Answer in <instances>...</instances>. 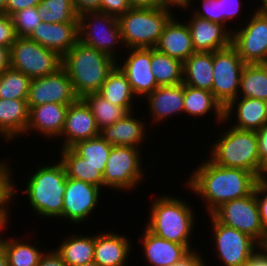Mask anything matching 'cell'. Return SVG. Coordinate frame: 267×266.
<instances>
[{"label": "cell", "instance_id": "cell-12", "mask_svg": "<svg viewBox=\"0 0 267 266\" xmlns=\"http://www.w3.org/2000/svg\"><path fill=\"white\" fill-rule=\"evenodd\" d=\"M216 255L224 266H246L261 245L246 233L217 222L211 215Z\"/></svg>", "mask_w": 267, "mask_h": 266}, {"label": "cell", "instance_id": "cell-42", "mask_svg": "<svg viewBox=\"0 0 267 266\" xmlns=\"http://www.w3.org/2000/svg\"><path fill=\"white\" fill-rule=\"evenodd\" d=\"M12 171L5 161L0 160V213H2L8 220L10 214L8 205L15 197V183L11 176Z\"/></svg>", "mask_w": 267, "mask_h": 266}, {"label": "cell", "instance_id": "cell-54", "mask_svg": "<svg viewBox=\"0 0 267 266\" xmlns=\"http://www.w3.org/2000/svg\"><path fill=\"white\" fill-rule=\"evenodd\" d=\"M192 0H162V8L172 9V7H180L187 9L191 4Z\"/></svg>", "mask_w": 267, "mask_h": 266}, {"label": "cell", "instance_id": "cell-27", "mask_svg": "<svg viewBox=\"0 0 267 266\" xmlns=\"http://www.w3.org/2000/svg\"><path fill=\"white\" fill-rule=\"evenodd\" d=\"M29 121L27 99L0 98V135L5 141L23 136Z\"/></svg>", "mask_w": 267, "mask_h": 266}, {"label": "cell", "instance_id": "cell-10", "mask_svg": "<svg viewBox=\"0 0 267 266\" xmlns=\"http://www.w3.org/2000/svg\"><path fill=\"white\" fill-rule=\"evenodd\" d=\"M140 149L133 146H112L103 173V187L132 190L144 176Z\"/></svg>", "mask_w": 267, "mask_h": 266}, {"label": "cell", "instance_id": "cell-29", "mask_svg": "<svg viewBox=\"0 0 267 266\" xmlns=\"http://www.w3.org/2000/svg\"><path fill=\"white\" fill-rule=\"evenodd\" d=\"M98 93L114 105L124 107L128 112L134 109L132 102L136 95L128 78L117 65L108 74Z\"/></svg>", "mask_w": 267, "mask_h": 266}, {"label": "cell", "instance_id": "cell-60", "mask_svg": "<svg viewBox=\"0 0 267 266\" xmlns=\"http://www.w3.org/2000/svg\"><path fill=\"white\" fill-rule=\"evenodd\" d=\"M263 247L267 250V240H266L265 244L263 245Z\"/></svg>", "mask_w": 267, "mask_h": 266}, {"label": "cell", "instance_id": "cell-21", "mask_svg": "<svg viewBox=\"0 0 267 266\" xmlns=\"http://www.w3.org/2000/svg\"><path fill=\"white\" fill-rule=\"evenodd\" d=\"M232 112L233 114L237 112V120L236 123H234L235 125H232L233 128L258 131L267 124L266 101L254 98L237 97L224 108V122L227 123V121L231 119V116L233 115Z\"/></svg>", "mask_w": 267, "mask_h": 266}, {"label": "cell", "instance_id": "cell-46", "mask_svg": "<svg viewBox=\"0 0 267 266\" xmlns=\"http://www.w3.org/2000/svg\"><path fill=\"white\" fill-rule=\"evenodd\" d=\"M257 133L258 154L260 164L267 170V124L260 128Z\"/></svg>", "mask_w": 267, "mask_h": 266}, {"label": "cell", "instance_id": "cell-38", "mask_svg": "<svg viewBox=\"0 0 267 266\" xmlns=\"http://www.w3.org/2000/svg\"><path fill=\"white\" fill-rule=\"evenodd\" d=\"M240 0H202L203 9L193 10V14L226 27L228 20L234 19L241 11Z\"/></svg>", "mask_w": 267, "mask_h": 266}, {"label": "cell", "instance_id": "cell-2", "mask_svg": "<svg viewBox=\"0 0 267 266\" xmlns=\"http://www.w3.org/2000/svg\"><path fill=\"white\" fill-rule=\"evenodd\" d=\"M117 61L79 40L62 57L61 67L70 78L75 94L82 98L98 92Z\"/></svg>", "mask_w": 267, "mask_h": 266}, {"label": "cell", "instance_id": "cell-40", "mask_svg": "<svg viewBox=\"0 0 267 266\" xmlns=\"http://www.w3.org/2000/svg\"><path fill=\"white\" fill-rule=\"evenodd\" d=\"M31 80L23 72L8 67L0 74V98L27 99Z\"/></svg>", "mask_w": 267, "mask_h": 266}, {"label": "cell", "instance_id": "cell-18", "mask_svg": "<svg viewBox=\"0 0 267 266\" xmlns=\"http://www.w3.org/2000/svg\"><path fill=\"white\" fill-rule=\"evenodd\" d=\"M186 23L195 52H214L231 45L232 32L220 23L202 19L194 14Z\"/></svg>", "mask_w": 267, "mask_h": 266}, {"label": "cell", "instance_id": "cell-30", "mask_svg": "<svg viewBox=\"0 0 267 266\" xmlns=\"http://www.w3.org/2000/svg\"><path fill=\"white\" fill-rule=\"evenodd\" d=\"M95 236L71 235L65 237L57 253L68 266H80L94 261Z\"/></svg>", "mask_w": 267, "mask_h": 266}, {"label": "cell", "instance_id": "cell-51", "mask_svg": "<svg viewBox=\"0 0 267 266\" xmlns=\"http://www.w3.org/2000/svg\"><path fill=\"white\" fill-rule=\"evenodd\" d=\"M246 266H267V250L261 246L258 251L250 257Z\"/></svg>", "mask_w": 267, "mask_h": 266}, {"label": "cell", "instance_id": "cell-43", "mask_svg": "<svg viewBox=\"0 0 267 266\" xmlns=\"http://www.w3.org/2000/svg\"><path fill=\"white\" fill-rule=\"evenodd\" d=\"M254 192L259 208L261 224L267 232V177L259 178L257 180Z\"/></svg>", "mask_w": 267, "mask_h": 266}, {"label": "cell", "instance_id": "cell-24", "mask_svg": "<svg viewBox=\"0 0 267 266\" xmlns=\"http://www.w3.org/2000/svg\"><path fill=\"white\" fill-rule=\"evenodd\" d=\"M129 241L125 235L113 232L96 234L94 262L99 266H127L132 247Z\"/></svg>", "mask_w": 267, "mask_h": 266}, {"label": "cell", "instance_id": "cell-13", "mask_svg": "<svg viewBox=\"0 0 267 266\" xmlns=\"http://www.w3.org/2000/svg\"><path fill=\"white\" fill-rule=\"evenodd\" d=\"M254 12L245 27L232 32L231 45L245 64L264 63L267 59V9Z\"/></svg>", "mask_w": 267, "mask_h": 266}, {"label": "cell", "instance_id": "cell-44", "mask_svg": "<svg viewBox=\"0 0 267 266\" xmlns=\"http://www.w3.org/2000/svg\"><path fill=\"white\" fill-rule=\"evenodd\" d=\"M16 37L11 16L0 13V46L11 48Z\"/></svg>", "mask_w": 267, "mask_h": 266}, {"label": "cell", "instance_id": "cell-35", "mask_svg": "<svg viewBox=\"0 0 267 266\" xmlns=\"http://www.w3.org/2000/svg\"><path fill=\"white\" fill-rule=\"evenodd\" d=\"M95 117L98 129L113 125L129 113L124 107L116 106L106 100L98 92L89 93L82 97Z\"/></svg>", "mask_w": 267, "mask_h": 266}, {"label": "cell", "instance_id": "cell-9", "mask_svg": "<svg viewBox=\"0 0 267 266\" xmlns=\"http://www.w3.org/2000/svg\"><path fill=\"white\" fill-rule=\"evenodd\" d=\"M217 222L246 233L261 246L267 240L259 214L255 192L223 203L210 214Z\"/></svg>", "mask_w": 267, "mask_h": 266}, {"label": "cell", "instance_id": "cell-8", "mask_svg": "<svg viewBox=\"0 0 267 266\" xmlns=\"http://www.w3.org/2000/svg\"><path fill=\"white\" fill-rule=\"evenodd\" d=\"M62 57L28 37H16L10 48V67L33 78L55 73Z\"/></svg>", "mask_w": 267, "mask_h": 266}, {"label": "cell", "instance_id": "cell-20", "mask_svg": "<svg viewBox=\"0 0 267 266\" xmlns=\"http://www.w3.org/2000/svg\"><path fill=\"white\" fill-rule=\"evenodd\" d=\"M69 105L46 103L43 105L29 106V121L25 134L33 130L54 138L61 135Z\"/></svg>", "mask_w": 267, "mask_h": 266}, {"label": "cell", "instance_id": "cell-48", "mask_svg": "<svg viewBox=\"0 0 267 266\" xmlns=\"http://www.w3.org/2000/svg\"><path fill=\"white\" fill-rule=\"evenodd\" d=\"M205 259L201 257L199 252L191 250L185 257L180 261L170 265V266H206Z\"/></svg>", "mask_w": 267, "mask_h": 266}, {"label": "cell", "instance_id": "cell-49", "mask_svg": "<svg viewBox=\"0 0 267 266\" xmlns=\"http://www.w3.org/2000/svg\"><path fill=\"white\" fill-rule=\"evenodd\" d=\"M78 16L86 12L100 11V0H73Z\"/></svg>", "mask_w": 267, "mask_h": 266}, {"label": "cell", "instance_id": "cell-4", "mask_svg": "<svg viewBox=\"0 0 267 266\" xmlns=\"http://www.w3.org/2000/svg\"><path fill=\"white\" fill-rule=\"evenodd\" d=\"M211 147L210 159L222 167L241 168L258 178L267 177L260 164L256 131L229 127Z\"/></svg>", "mask_w": 267, "mask_h": 266}, {"label": "cell", "instance_id": "cell-37", "mask_svg": "<svg viewBox=\"0 0 267 266\" xmlns=\"http://www.w3.org/2000/svg\"><path fill=\"white\" fill-rule=\"evenodd\" d=\"M71 148L92 167L98 168V171L103 175L112 149L111 144L98 136L79 141Z\"/></svg>", "mask_w": 267, "mask_h": 266}, {"label": "cell", "instance_id": "cell-1", "mask_svg": "<svg viewBox=\"0 0 267 266\" xmlns=\"http://www.w3.org/2000/svg\"><path fill=\"white\" fill-rule=\"evenodd\" d=\"M201 163L185 185L204 199L209 215L223 203L250 195L259 179L244 169L217 165L210 158Z\"/></svg>", "mask_w": 267, "mask_h": 266}, {"label": "cell", "instance_id": "cell-53", "mask_svg": "<svg viewBox=\"0 0 267 266\" xmlns=\"http://www.w3.org/2000/svg\"><path fill=\"white\" fill-rule=\"evenodd\" d=\"M10 67V48L0 46V74Z\"/></svg>", "mask_w": 267, "mask_h": 266}, {"label": "cell", "instance_id": "cell-55", "mask_svg": "<svg viewBox=\"0 0 267 266\" xmlns=\"http://www.w3.org/2000/svg\"><path fill=\"white\" fill-rule=\"evenodd\" d=\"M0 266H8L6 252L1 242H0Z\"/></svg>", "mask_w": 267, "mask_h": 266}, {"label": "cell", "instance_id": "cell-14", "mask_svg": "<svg viewBox=\"0 0 267 266\" xmlns=\"http://www.w3.org/2000/svg\"><path fill=\"white\" fill-rule=\"evenodd\" d=\"M79 97L75 94L72 82L61 67L55 73L33 78L28 90V106L57 103L70 105Z\"/></svg>", "mask_w": 267, "mask_h": 266}, {"label": "cell", "instance_id": "cell-11", "mask_svg": "<svg viewBox=\"0 0 267 266\" xmlns=\"http://www.w3.org/2000/svg\"><path fill=\"white\" fill-rule=\"evenodd\" d=\"M244 66L245 63L232 45L213 52L212 93L223 108L238 97Z\"/></svg>", "mask_w": 267, "mask_h": 266}, {"label": "cell", "instance_id": "cell-47", "mask_svg": "<svg viewBox=\"0 0 267 266\" xmlns=\"http://www.w3.org/2000/svg\"><path fill=\"white\" fill-rule=\"evenodd\" d=\"M41 0H7L5 14L11 16L19 10L38 6Z\"/></svg>", "mask_w": 267, "mask_h": 266}, {"label": "cell", "instance_id": "cell-17", "mask_svg": "<svg viewBox=\"0 0 267 266\" xmlns=\"http://www.w3.org/2000/svg\"><path fill=\"white\" fill-rule=\"evenodd\" d=\"M65 137L61 149L71 148L77 142L99 136L95 117L82 98L69 105L65 125L59 137Z\"/></svg>", "mask_w": 267, "mask_h": 266}, {"label": "cell", "instance_id": "cell-39", "mask_svg": "<svg viewBox=\"0 0 267 266\" xmlns=\"http://www.w3.org/2000/svg\"><path fill=\"white\" fill-rule=\"evenodd\" d=\"M37 8L42 22L78 23L73 0H41Z\"/></svg>", "mask_w": 267, "mask_h": 266}, {"label": "cell", "instance_id": "cell-41", "mask_svg": "<svg viewBox=\"0 0 267 266\" xmlns=\"http://www.w3.org/2000/svg\"><path fill=\"white\" fill-rule=\"evenodd\" d=\"M17 37H29L42 21L37 6L19 10L11 15Z\"/></svg>", "mask_w": 267, "mask_h": 266}, {"label": "cell", "instance_id": "cell-15", "mask_svg": "<svg viewBox=\"0 0 267 266\" xmlns=\"http://www.w3.org/2000/svg\"><path fill=\"white\" fill-rule=\"evenodd\" d=\"M101 190V187L67 177L62 219L82 223L98 205Z\"/></svg>", "mask_w": 267, "mask_h": 266}, {"label": "cell", "instance_id": "cell-58", "mask_svg": "<svg viewBox=\"0 0 267 266\" xmlns=\"http://www.w3.org/2000/svg\"><path fill=\"white\" fill-rule=\"evenodd\" d=\"M261 3L260 9H267V0H262Z\"/></svg>", "mask_w": 267, "mask_h": 266}, {"label": "cell", "instance_id": "cell-52", "mask_svg": "<svg viewBox=\"0 0 267 266\" xmlns=\"http://www.w3.org/2000/svg\"><path fill=\"white\" fill-rule=\"evenodd\" d=\"M131 7L162 8V0H128Z\"/></svg>", "mask_w": 267, "mask_h": 266}, {"label": "cell", "instance_id": "cell-32", "mask_svg": "<svg viewBox=\"0 0 267 266\" xmlns=\"http://www.w3.org/2000/svg\"><path fill=\"white\" fill-rule=\"evenodd\" d=\"M151 71L158 86L183 83V63L156 48H151Z\"/></svg>", "mask_w": 267, "mask_h": 266}, {"label": "cell", "instance_id": "cell-28", "mask_svg": "<svg viewBox=\"0 0 267 266\" xmlns=\"http://www.w3.org/2000/svg\"><path fill=\"white\" fill-rule=\"evenodd\" d=\"M183 84L212 92L213 52H195L183 62Z\"/></svg>", "mask_w": 267, "mask_h": 266}, {"label": "cell", "instance_id": "cell-57", "mask_svg": "<svg viewBox=\"0 0 267 266\" xmlns=\"http://www.w3.org/2000/svg\"><path fill=\"white\" fill-rule=\"evenodd\" d=\"M7 0H0V13H5V6Z\"/></svg>", "mask_w": 267, "mask_h": 266}, {"label": "cell", "instance_id": "cell-19", "mask_svg": "<svg viewBox=\"0 0 267 266\" xmlns=\"http://www.w3.org/2000/svg\"><path fill=\"white\" fill-rule=\"evenodd\" d=\"M28 38L63 57L78 41V23L41 21Z\"/></svg>", "mask_w": 267, "mask_h": 266}, {"label": "cell", "instance_id": "cell-5", "mask_svg": "<svg viewBox=\"0 0 267 266\" xmlns=\"http://www.w3.org/2000/svg\"><path fill=\"white\" fill-rule=\"evenodd\" d=\"M28 178L25 190L34 213L44 218L62 219L67 174L62 162L37 168Z\"/></svg>", "mask_w": 267, "mask_h": 266}, {"label": "cell", "instance_id": "cell-22", "mask_svg": "<svg viewBox=\"0 0 267 266\" xmlns=\"http://www.w3.org/2000/svg\"><path fill=\"white\" fill-rule=\"evenodd\" d=\"M176 19L173 16L168 21L155 48L183 63L195 50L186 21L178 22Z\"/></svg>", "mask_w": 267, "mask_h": 266}, {"label": "cell", "instance_id": "cell-45", "mask_svg": "<svg viewBox=\"0 0 267 266\" xmlns=\"http://www.w3.org/2000/svg\"><path fill=\"white\" fill-rule=\"evenodd\" d=\"M130 8L128 0H100V12L115 17L125 14Z\"/></svg>", "mask_w": 267, "mask_h": 266}, {"label": "cell", "instance_id": "cell-25", "mask_svg": "<svg viewBox=\"0 0 267 266\" xmlns=\"http://www.w3.org/2000/svg\"><path fill=\"white\" fill-rule=\"evenodd\" d=\"M133 113L129 112L113 125L100 129L99 136L112 146H133L140 149V144L147 137L146 124L133 117Z\"/></svg>", "mask_w": 267, "mask_h": 266}, {"label": "cell", "instance_id": "cell-26", "mask_svg": "<svg viewBox=\"0 0 267 266\" xmlns=\"http://www.w3.org/2000/svg\"><path fill=\"white\" fill-rule=\"evenodd\" d=\"M146 100L153 122L159 123V121L168 119L169 116L184 113V84L158 86L146 96Z\"/></svg>", "mask_w": 267, "mask_h": 266}, {"label": "cell", "instance_id": "cell-6", "mask_svg": "<svg viewBox=\"0 0 267 266\" xmlns=\"http://www.w3.org/2000/svg\"><path fill=\"white\" fill-rule=\"evenodd\" d=\"M171 9L131 7L118 17L122 44L131 48H155L168 21Z\"/></svg>", "mask_w": 267, "mask_h": 266}, {"label": "cell", "instance_id": "cell-36", "mask_svg": "<svg viewBox=\"0 0 267 266\" xmlns=\"http://www.w3.org/2000/svg\"><path fill=\"white\" fill-rule=\"evenodd\" d=\"M20 238L3 239L1 238V243L4 246L8 266H37L39 264L40 258L44 254L37 248V243L29 244V242H22Z\"/></svg>", "mask_w": 267, "mask_h": 266}, {"label": "cell", "instance_id": "cell-50", "mask_svg": "<svg viewBox=\"0 0 267 266\" xmlns=\"http://www.w3.org/2000/svg\"><path fill=\"white\" fill-rule=\"evenodd\" d=\"M37 266H68L57 251L52 250L44 253Z\"/></svg>", "mask_w": 267, "mask_h": 266}, {"label": "cell", "instance_id": "cell-61", "mask_svg": "<svg viewBox=\"0 0 267 266\" xmlns=\"http://www.w3.org/2000/svg\"><path fill=\"white\" fill-rule=\"evenodd\" d=\"M263 64L267 67V59H266V61Z\"/></svg>", "mask_w": 267, "mask_h": 266}, {"label": "cell", "instance_id": "cell-31", "mask_svg": "<svg viewBox=\"0 0 267 266\" xmlns=\"http://www.w3.org/2000/svg\"><path fill=\"white\" fill-rule=\"evenodd\" d=\"M184 113L200 117L214 110L217 122L224 123V108L208 90L193 88L184 84Z\"/></svg>", "mask_w": 267, "mask_h": 266}, {"label": "cell", "instance_id": "cell-16", "mask_svg": "<svg viewBox=\"0 0 267 266\" xmlns=\"http://www.w3.org/2000/svg\"><path fill=\"white\" fill-rule=\"evenodd\" d=\"M125 62L117 61V66L128 78L137 97H146L158 84L151 71V48H131ZM120 64V65H119Z\"/></svg>", "mask_w": 267, "mask_h": 266}, {"label": "cell", "instance_id": "cell-56", "mask_svg": "<svg viewBox=\"0 0 267 266\" xmlns=\"http://www.w3.org/2000/svg\"><path fill=\"white\" fill-rule=\"evenodd\" d=\"M8 219L2 214L0 213V233H2V229H5L4 227L7 226ZM0 241H1V236H0Z\"/></svg>", "mask_w": 267, "mask_h": 266}, {"label": "cell", "instance_id": "cell-59", "mask_svg": "<svg viewBox=\"0 0 267 266\" xmlns=\"http://www.w3.org/2000/svg\"><path fill=\"white\" fill-rule=\"evenodd\" d=\"M80 266H99L96 262H90V263H86V264H82Z\"/></svg>", "mask_w": 267, "mask_h": 266}, {"label": "cell", "instance_id": "cell-23", "mask_svg": "<svg viewBox=\"0 0 267 266\" xmlns=\"http://www.w3.org/2000/svg\"><path fill=\"white\" fill-rule=\"evenodd\" d=\"M140 239L146 262L151 266H170L190 252L185 245L160 238L146 227Z\"/></svg>", "mask_w": 267, "mask_h": 266}, {"label": "cell", "instance_id": "cell-33", "mask_svg": "<svg viewBox=\"0 0 267 266\" xmlns=\"http://www.w3.org/2000/svg\"><path fill=\"white\" fill-rule=\"evenodd\" d=\"M240 96L267 102V67L263 63L245 64L240 79Z\"/></svg>", "mask_w": 267, "mask_h": 266}, {"label": "cell", "instance_id": "cell-34", "mask_svg": "<svg viewBox=\"0 0 267 266\" xmlns=\"http://www.w3.org/2000/svg\"><path fill=\"white\" fill-rule=\"evenodd\" d=\"M60 153V161L65 168L67 177L103 187V175L98 168L88 164L72 148L62 149Z\"/></svg>", "mask_w": 267, "mask_h": 266}, {"label": "cell", "instance_id": "cell-7", "mask_svg": "<svg viewBox=\"0 0 267 266\" xmlns=\"http://www.w3.org/2000/svg\"><path fill=\"white\" fill-rule=\"evenodd\" d=\"M78 40L120 61L115 52V46L122 42L118 17L100 11L81 14L78 18Z\"/></svg>", "mask_w": 267, "mask_h": 266}, {"label": "cell", "instance_id": "cell-3", "mask_svg": "<svg viewBox=\"0 0 267 266\" xmlns=\"http://www.w3.org/2000/svg\"><path fill=\"white\" fill-rule=\"evenodd\" d=\"M195 216L193 210L182 199L163 195L153 201L150 216L145 226L154 235L168 241L185 245L190 251V238L193 232Z\"/></svg>", "mask_w": 267, "mask_h": 266}]
</instances>
